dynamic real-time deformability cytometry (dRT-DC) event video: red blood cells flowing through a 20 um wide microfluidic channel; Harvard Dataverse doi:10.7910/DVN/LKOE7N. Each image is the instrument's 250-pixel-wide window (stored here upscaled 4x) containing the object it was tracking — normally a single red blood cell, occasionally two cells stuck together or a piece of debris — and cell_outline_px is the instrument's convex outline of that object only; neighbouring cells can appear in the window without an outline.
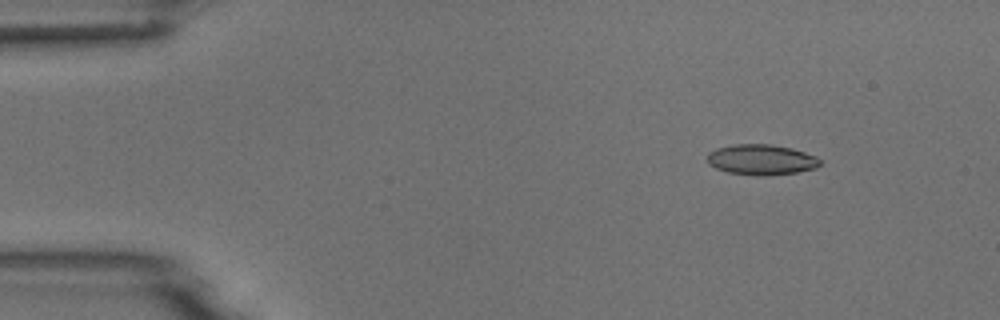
{"species": "common noctule bat (a hibernating species)", "species_latin": "Nyctalus noctula", "temperature_condition": "room temperature", "stored_images_in_passage": 5, "camera_frame_rate_fps": 3000, "um_per_image_px": 0.085, "animal": {"sex": "male", "body_mass_g": 18.8}, "frame": {"image": 1, "passage_image": 1, "time_ms": 0.0, "image_size_px": [1000, 320], "cell_outline_px": [[820, 164], [816, 168], [796, 172], [768, 176], [756, 176], [728, 172], [716, 168], [708, 164], [708, 152], [716, 148], [732, 144], [772, 144], [792, 148], [816, 156], [820, 160]], "centroid_in_image_um": [64.7, 13.57], "position_along_channel_um": 20.3, "area_um2": 20.17}}
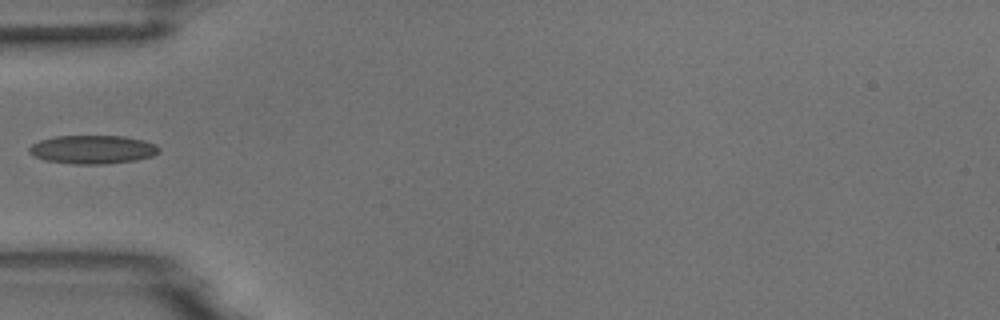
{"frame": {"image": 2, "passage_image": 4, "time_ms": 3.667, "image_size_px": [1000, 320], "cell_outline_px": [[160, 152], [152, 156], [136, 160], [104, 164], [72, 164], [44, 160], [28, 152], [28, 148], [32, 144], [40, 140], [56, 136], [124, 136], [144, 140], [156, 144], [160, 148]], "centroid_in_image_um": [7.89, 12.71], "position_along_channel_um": 77.1, "area_um2": 21.68}}